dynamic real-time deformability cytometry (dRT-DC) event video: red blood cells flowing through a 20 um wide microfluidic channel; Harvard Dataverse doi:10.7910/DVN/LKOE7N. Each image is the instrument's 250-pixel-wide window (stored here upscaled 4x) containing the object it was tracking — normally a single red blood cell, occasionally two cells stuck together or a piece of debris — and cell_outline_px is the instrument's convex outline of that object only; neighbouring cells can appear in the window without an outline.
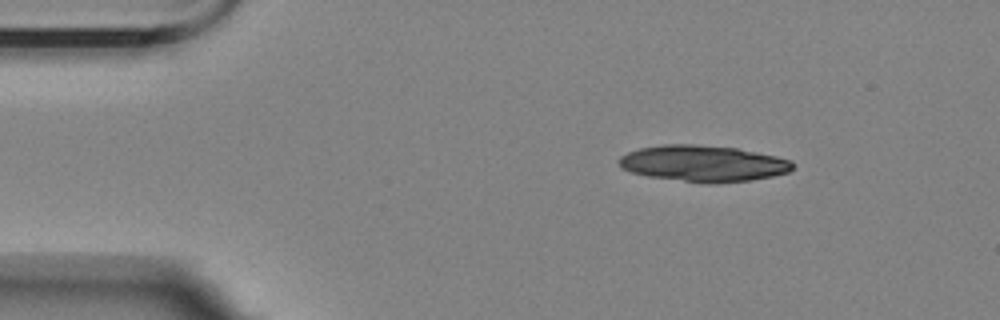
{"species": "Egyptian fruit bat (a non-hibernating species)", "species_latin": "Rousettus aegyptiacus", "temperature_condition": "room temperature", "stored_images_in_passage": 3, "camera_frame_rate_fps": 3000, "um_per_image_px": 0.085, "animal": {"sex": "female"}, "frame": {"image": 1, "passage_image": 1, "time_ms": 0.0, "image_size_px": [1000, 320], "cell_outline_px": [[796, 164], [788, 172], [772, 176], [748, 180], [716, 184], [704, 184], [648, 176], [632, 172], [620, 168], [620, 156], [628, 152], [640, 148], [664, 144], [692, 144], [736, 148], [776, 156], [792, 160]], "centroid_in_image_um": [59.78, 13.9], "position_along_channel_um": 25.2, "area_um2": 36.76}}